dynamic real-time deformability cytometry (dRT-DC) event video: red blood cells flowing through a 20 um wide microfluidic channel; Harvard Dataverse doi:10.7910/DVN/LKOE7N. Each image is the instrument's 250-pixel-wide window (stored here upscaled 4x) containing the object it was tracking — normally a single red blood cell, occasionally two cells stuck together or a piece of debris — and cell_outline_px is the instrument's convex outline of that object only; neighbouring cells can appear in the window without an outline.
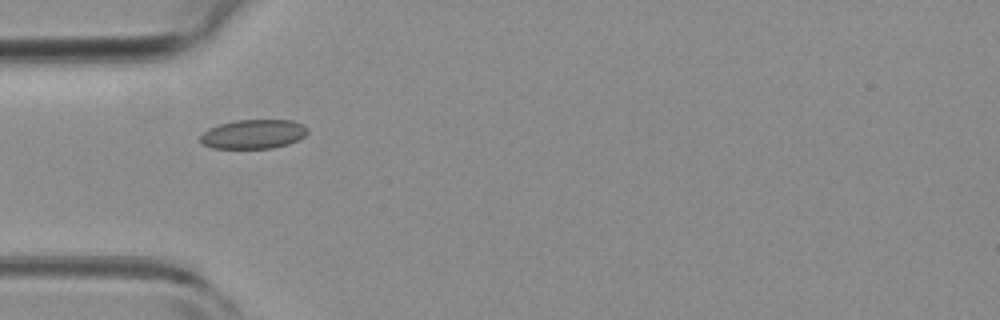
{"species": "common noctule bat (a hibernating species)", "species_latin": "Nyctalus noctula", "temperature_condition": "room temperature", "stored_images_in_passage": 22, "camera_frame_rate_fps": 3000, "um_per_image_px": 0.085, "animal": {"sex": "female", "body_mass_g": 19.3, "forearm_length_mm": 54.1}, "frame": {"image": 1, "passage_image": 1, "time_ms": 0.0, "image_size_px": [1000, 320], "cell_outline_px": [[308, 132], [304, 136], [288, 144], [272, 148], [212, 148], [200, 144], [200, 136], [208, 128], [220, 124], [236, 120], [292, 120], [304, 124], [308, 128]], "centroid_in_image_um": [21.53, 11.4], "position_along_channel_um": 63.5, "area_um2": 18.32}}
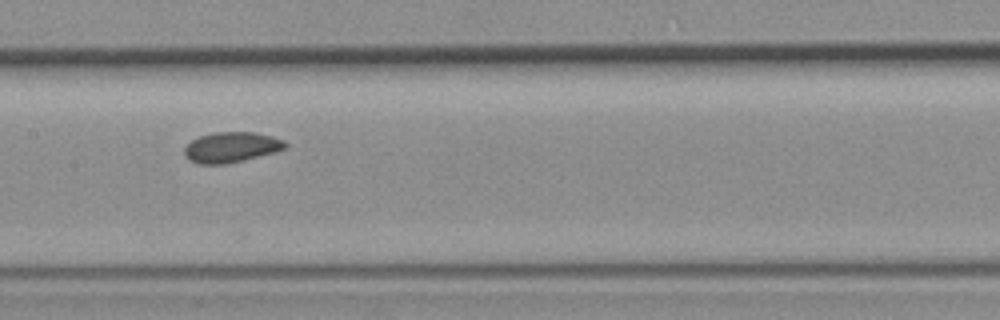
{"frame": {"image": 2, "passage_image": 10, "time_ms": 3.0, "image_size_px": [1000, 320], "cell_outline_px": [[288, 148], [276, 152], [224, 164], [200, 164], [188, 160], [184, 156], [184, 148], [192, 140], [200, 136], [216, 132], [256, 132], [272, 136], [284, 140], [288, 144]], "centroid_in_image_um": [19.68, 12.51], "position_along_channel_um": 187.7, "area_um2": 17.92}}
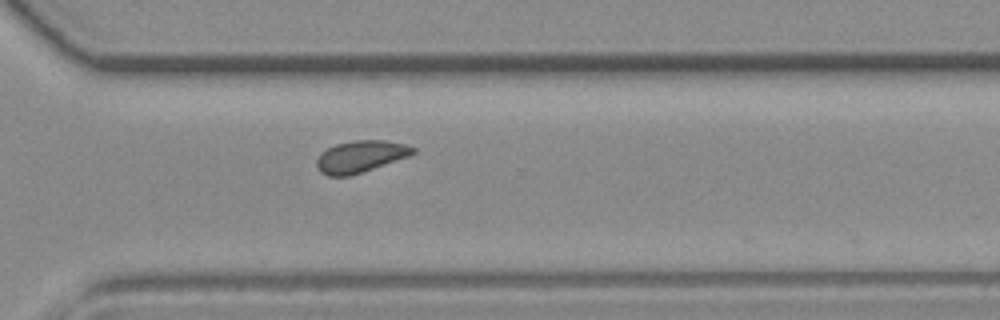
{"frame": {"image": 3, "passage_image": 21, "time_ms": 6.667, "image_size_px": [1000, 320], "cell_outline_px": [[416, 152], [408, 156], [348, 176], [328, 176], [320, 172], [316, 164], [316, 160], [320, 152], [336, 144], [352, 140], [384, 140], [408, 144], [416, 148]], "centroid_in_image_um": [30.62, 13.28], "position_along_channel_um": 340.0, "area_um2": 17.74}}